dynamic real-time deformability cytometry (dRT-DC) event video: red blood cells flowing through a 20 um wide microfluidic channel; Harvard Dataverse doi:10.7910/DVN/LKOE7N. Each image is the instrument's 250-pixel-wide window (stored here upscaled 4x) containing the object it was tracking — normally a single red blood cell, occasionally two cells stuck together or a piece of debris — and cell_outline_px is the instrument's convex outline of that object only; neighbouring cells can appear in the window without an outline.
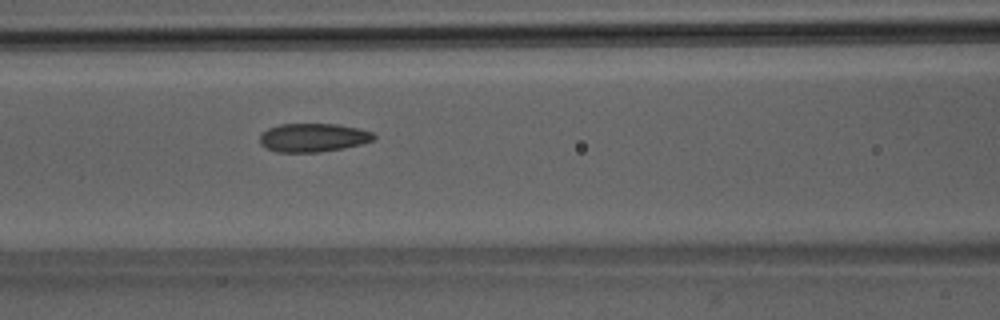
{"species": "Egyptian fruit bat (a non-hibernating species)", "species_latin": "Rousettus aegyptiacus", "temperature_condition": "room temperature", "stored_images_in_passage": 43, "camera_frame_rate_fps": 3000, "um_per_image_px": 0.085, "animal": {"sex": "male"}, "frame": {"image": 1, "passage_image": 14, "time_ms": 4.333, "image_size_px": [1000, 320], "cell_outline_px": [[376, 136], [372, 140], [360, 144], [344, 148], [320, 152], [276, 152], [260, 144], [260, 132], [268, 128], [280, 124], [336, 124], [356, 128], [372, 132]], "centroid_in_image_um": [26.57, 11.69], "position_along_channel_um": 140.0, "area_um2": 18.9}}
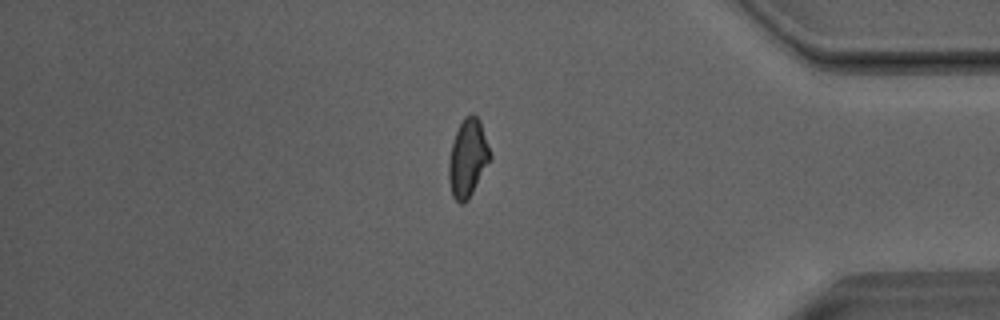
{"frame": {"image": 2, "passage_image": 35, "time_ms": 11.333, "image_size_px": [1000, 320], "cell_outline_px": [[492, 156], [468, 200], [464, 204], [460, 204], [452, 196], [448, 180], [448, 160], [452, 144], [456, 132], [464, 116], [472, 112], [480, 120]], "centroid_in_image_um": [39.75, 13.44], "position_along_channel_um": 395.5, "area_um2": 18.79}}
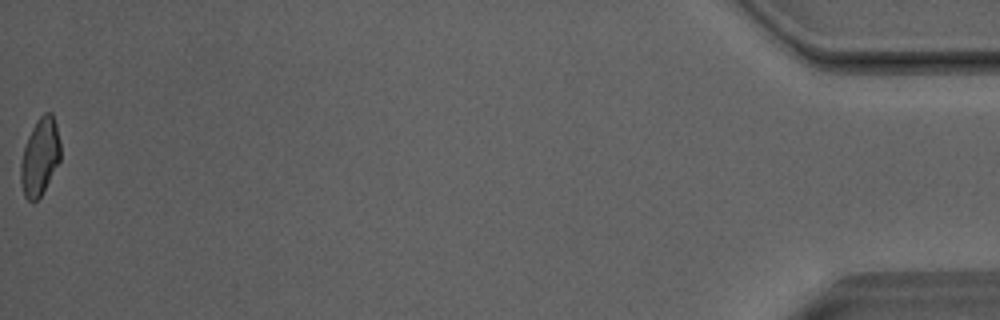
{"frame": {"image": 3, "passage_image": 43, "time_ms": 14.0, "image_size_px": [1000, 320], "cell_outline_px": [[60, 160], [40, 196], [32, 204], [24, 196], [20, 184], [20, 164], [24, 148], [28, 136], [36, 120], [44, 112], [52, 112], [56, 124], [60, 140]], "centroid_in_image_um": [3.38, 13.32], "position_along_channel_um": 431.8, "area_um2": 17.92}, "authors_computed_cell_mechanics": {"area_um2": 18.9006, "velocity_mm_per_s": 4.0466, "shape_relaxation_time_tau1_ms": 10.2893, "shape_relaxation_time_tau2_ms": 1.6302, "deformation_change_tau1": 0.2079, "deformation_change_tau2": 0.0744}}